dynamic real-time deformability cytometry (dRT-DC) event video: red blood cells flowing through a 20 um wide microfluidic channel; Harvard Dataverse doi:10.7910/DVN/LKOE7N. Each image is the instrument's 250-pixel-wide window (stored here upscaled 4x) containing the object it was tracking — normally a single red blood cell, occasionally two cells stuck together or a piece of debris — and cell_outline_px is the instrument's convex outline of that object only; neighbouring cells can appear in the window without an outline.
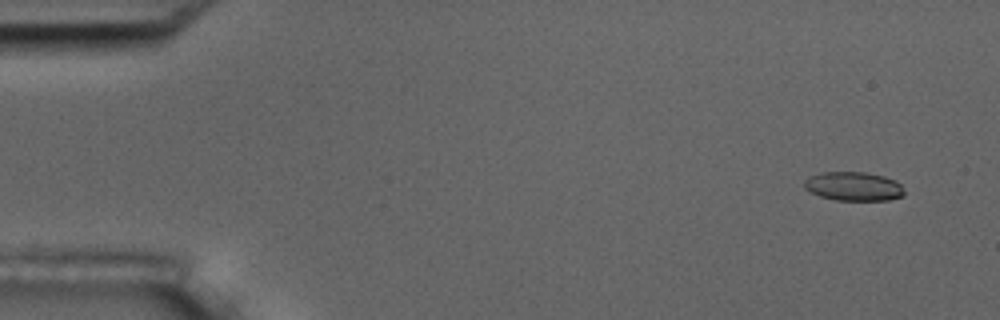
{"species": "common noctule bat (a hibernating species)", "species_latin": "Nyctalus noctula", "temperature_condition": "room temperature", "stored_images_in_passage": 5, "camera_frame_rate_fps": 3000, "um_per_image_px": 0.085, "animal": {"sex": "male", "body_mass_g": 17.5, "forearm_length_mm": 52.3}, "frame": {"image": 1, "passage_image": 2, "time_ms": 1.0, "image_size_px": [1000, 320], "cell_outline_px": [[904, 196], [888, 200], [836, 200], [820, 196], [804, 188], [804, 180], [808, 176], [824, 172], [864, 172], [884, 176], [896, 180], [900, 184], [904, 192]], "centroid_in_image_um": [72.56, 15.83], "position_along_channel_um": 12.4, "area_um2": 16.88}}
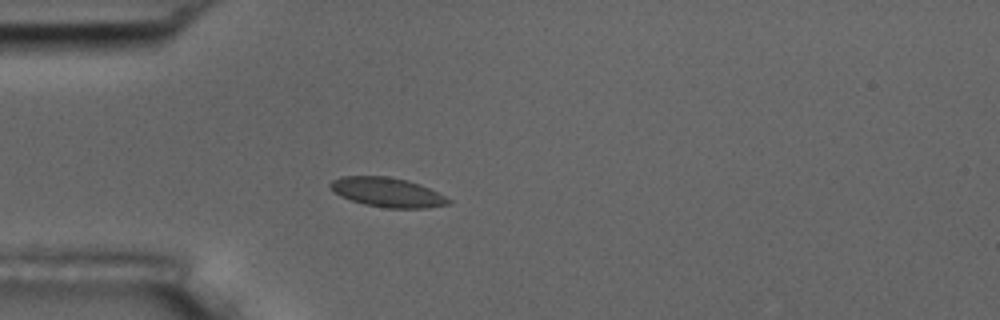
{"frame": {"image": 2, "passage_image": 5, "time_ms": 25.667, "image_size_px": [1000, 320], "cell_outline_px": [[452, 204], [428, 208], [384, 208], [364, 204], [340, 196], [328, 184], [332, 180], [340, 176], [388, 176], [408, 180], [420, 184], [452, 200]], "centroid_in_image_um": [32.95, 16.35], "position_along_channel_um": 52.1, "area_um2": 20.29}}